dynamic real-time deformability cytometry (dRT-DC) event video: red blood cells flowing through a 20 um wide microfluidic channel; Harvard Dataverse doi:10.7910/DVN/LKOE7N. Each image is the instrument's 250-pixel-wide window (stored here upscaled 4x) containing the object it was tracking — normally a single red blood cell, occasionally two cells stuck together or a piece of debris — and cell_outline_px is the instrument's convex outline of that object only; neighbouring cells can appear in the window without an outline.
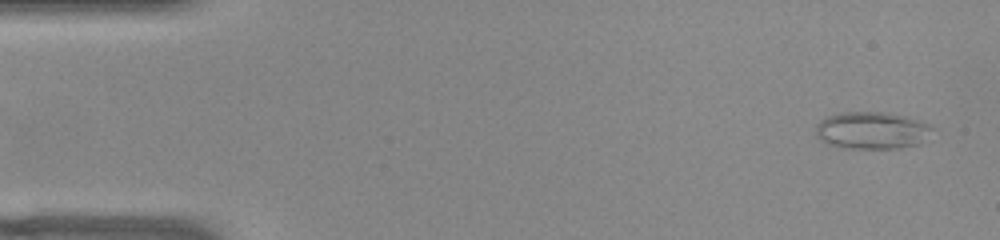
{"species": "common noctule bat (a hibernating species)", "species_latin": "Nyctalus noctula", "temperature_condition": "warm", "stored_images_in_passage": 51, "camera_frame_rate_fps": 3000, "um_per_image_px": 0.085, "animal": {"sex": "female", "body_mass_g": 22.0, "forearm_length_mm": 56.7}, "frame": {"image": 1, "passage_image": 1, "time_ms": 0.0, "image_size_px": [1000, 240], "cell_outline_px": [[936, 128], [920, 144], [900, 148], [844, 148], [832, 144], [824, 140], [816, 132], [816, 124], [820, 120], [828, 116], [840, 112], [888, 112], [924, 120]], "centroid_in_image_um": [74.21, 11.06], "position_along_channel_um": 10.8, "area_um2": 25.43}}
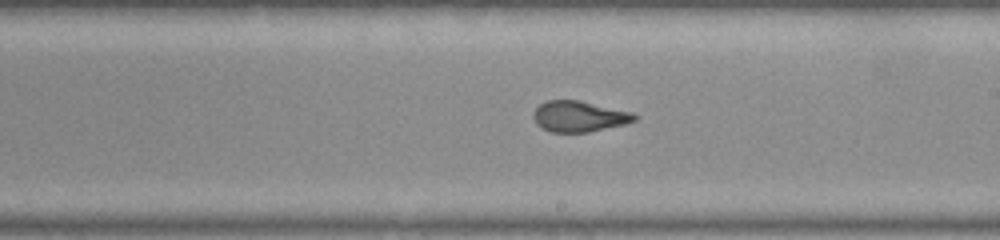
{"frame": {"image": 2, "passage_image": 28, "time_ms": 9.0, "image_size_px": [1000, 240], "cell_outline_px": [[636, 120], [624, 124], [588, 132], [552, 132], [540, 128], [536, 124], [532, 116], [532, 112], [540, 104], [548, 100], [580, 100], [632, 112], [636, 116]], "centroid_in_image_um": [49.18, 9.89], "position_along_channel_um": 239.8, "area_um2": 18.21}}
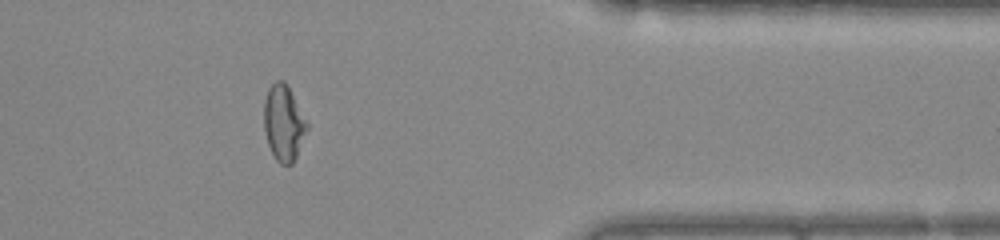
{"frame": {"image": 3, "passage_image": 41, "time_ms": 13.333, "image_size_px": [1000, 240], "cell_outline_px": [[308, 128], [296, 156], [292, 164], [280, 164], [276, 160], [268, 144], [264, 128], [264, 100], [268, 88], [276, 80], [284, 80], [288, 84], [308, 124]], "centroid_in_image_um": [24.1, 10.41], "position_along_channel_um": 387.3, "area_um2": 18.96}, "authors_computed_cell_mechanics": {"area_um2": 19.5364, "velocity_mm_per_s": 3.8855, "shape_relaxation_time_tau1_ms": null, "shape_relaxation_time_tau2_ms": 1.4885, "deformation_change_tau1": null, "deformation_change_tau2": 0.0891}}